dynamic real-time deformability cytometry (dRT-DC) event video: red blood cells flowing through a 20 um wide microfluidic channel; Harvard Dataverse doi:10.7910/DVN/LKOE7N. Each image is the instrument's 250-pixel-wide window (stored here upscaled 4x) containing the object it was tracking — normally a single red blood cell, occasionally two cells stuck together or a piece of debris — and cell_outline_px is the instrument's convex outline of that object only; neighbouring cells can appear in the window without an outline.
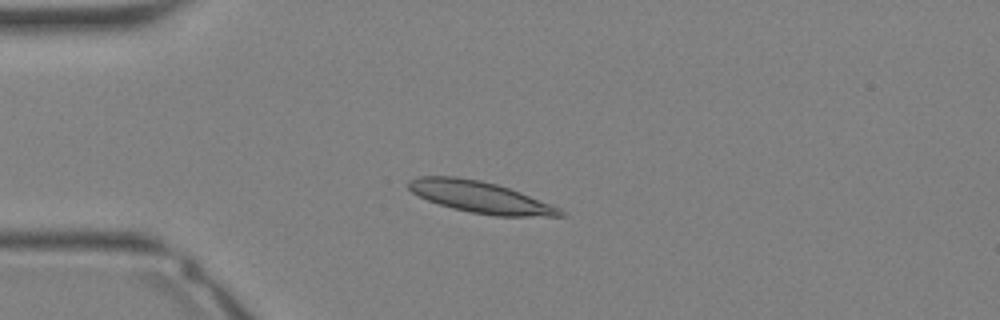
{"species": "Egyptian fruit bat (a non-hibernating species)", "species_latin": "Rousettus aegyptiacus", "temperature_condition": "warm", "stored_images_in_passage": 10, "camera_frame_rate_fps": 3000, "um_per_image_px": 0.085, "animal": {"sex": "female"}, "frame": {"image": 1, "passage_image": 6, "time_ms": 1.667, "image_size_px": [1000, 320], "cell_outline_px": [[564, 216], [496, 216], [472, 212], [452, 208], [428, 200], [412, 192], [408, 188], [408, 180], [416, 176], [456, 176], [480, 180], [496, 184], [520, 192], [560, 208], [564, 212]], "centroid_in_image_um": [40.79, 16.74], "position_along_channel_um": 44.2, "area_um2": 27.57}}
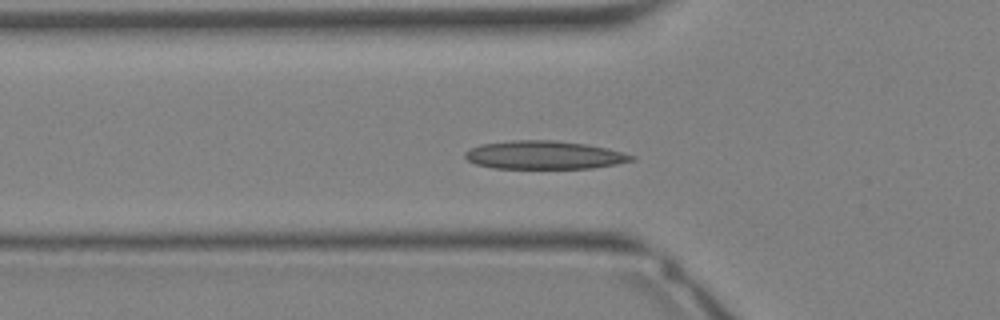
{"frame": {"image": 2, "passage_image": 9, "time_ms": 2.667, "image_size_px": [1000, 320], "cell_outline_px": [[636, 160], [616, 164], [592, 168], [492, 168], [476, 164], [468, 160], [464, 156], [464, 152], [480, 144], [512, 140], [556, 140], [584, 144], [608, 148], [624, 152], [636, 156]], "centroid_in_image_um": [46.28, 13.17], "position_along_channel_um": 79.5, "area_um2": 27.51}}